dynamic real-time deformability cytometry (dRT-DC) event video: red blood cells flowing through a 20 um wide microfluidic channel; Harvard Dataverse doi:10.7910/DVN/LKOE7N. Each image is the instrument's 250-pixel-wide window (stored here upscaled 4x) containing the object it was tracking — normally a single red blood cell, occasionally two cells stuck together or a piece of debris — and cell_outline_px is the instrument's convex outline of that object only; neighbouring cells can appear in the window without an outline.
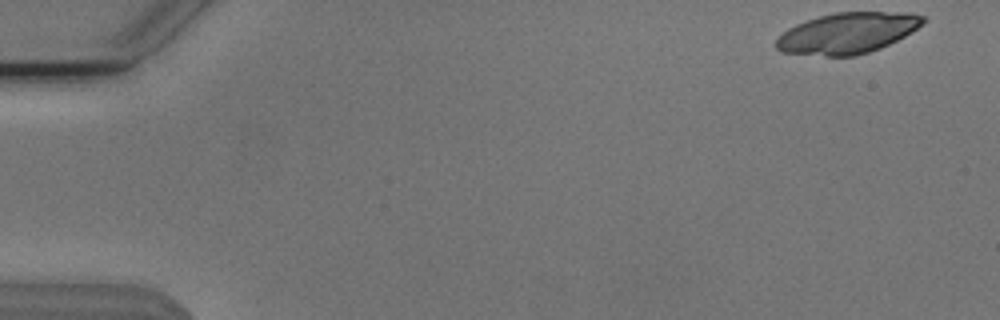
{"species": "Egyptian fruit bat (a non-hibernating species)", "species_latin": "Rousettus aegyptiacus", "temperature_condition": "cold", "stored_images_in_passage": 52, "camera_frame_rate_fps": 3000, "um_per_image_px": 0.085, "animal": {"sex": "male"}, "frame": {"image": 1, "passage_image": 1, "time_ms": 0.0, "image_size_px": [1000, 320], "cell_outline_px": [[928, 20], [912, 32], [880, 48], [856, 56], [828, 56], [780, 52], [776, 48], [776, 40], [788, 28], [796, 24], [820, 16], [836, 12], [908, 12], [928, 16]], "centroid_in_image_um": [72.08, 2.8], "position_along_channel_um": 12.9, "area_um2": 34.97}}
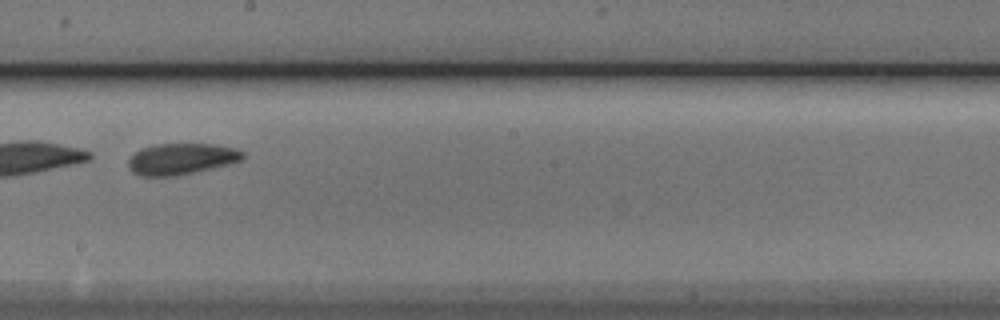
{"frame": {"image": 2, "passage_image": 30, "time_ms": 9.667, "image_size_px": [1000, 320], "cell_outline_px": [[244, 156], [240, 160], [228, 164], [176, 176], [140, 176], [132, 172], [128, 168], [128, 160], [140, 148], [152, 144], [212, 144], [236, 148], [244, 152]], "centroid_in_image_um": [15.37, 13.5], "position_along_channel_um": 232.8, "area_um2": 20.81}}